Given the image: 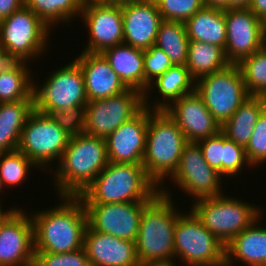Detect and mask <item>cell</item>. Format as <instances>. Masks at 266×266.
<instances>
[{"label": "cell", "instance_id": "cell-1", "mask_svg": "<svg viewBox=\"0 0 266 266\" xmlns=\"http://www.w3.org/2000/svg\"><path fill=\"white\" fill-rule=\"evenodd\" d=\"M62 201L33 215L35 253H69L83 248L87 212L79 196H59Z\"/></svg>", "mask_w": 266, "mask_h": 266}, {"label": "cell", "instance_id": "cell-2", "mask_svg": "<svg viewBox=\"0 0 266 266\" xmlns=\"http://www.w3.org/2000/svg\"><path fill=\"white\" fill-rule=\"evenodd\" d=\"M168 191L160 188L143 209L135 240L139 264L173 263L175 260L174 230L180 212Z\"/></svg>", "mask_w": 266, "mask_h": 266}, {"label": "cell", "instance_id": "cell-3", "mask_svg": "<svg viewBox=\"0 0 266 266\" xmlns=\"http://www.w3.org/2000/svg\"><path fill=\"white\" fill-rule=\"evenodd\" d=\"M58 161L53 175L57 194L79 196L109 163L106 141L86 133L71 136Z\"/></svg>", "mask_w": 266, "mask_h": 266}, {"label": "cell", "instance_id": "cell-4", "mask_svg": "<svg viewBox=\"0 0 266 266\" xmlns=\"http://www.w3.org/2000/svg\"><path fill=\"white\" fill-rule=\"evenodd\" d=\"M158 193L143 164L108 163L79 198L84 204L150 202Z\"/></svg>", "mask_w": 266, "mask_h": 266}, {"label": "cell", "instance_id": "cell-5", "mask_svg": "<svg viewBox=\"0 0 266 266\" xmlns=\"http://www.w3.org/2000/svg\"><path fill=\"white\" fill-rule=\"evenodd\" d=\"M187 143L183 132L164 110L149 109L142 164L147 176L159 188L163 187L162 182L165 178H170L177 170L183 148Z\"/></svg>", "mask_w": 266, "mask_h": 266}, {"label": "cell", "instance_id": "cell-6", "mask_svg": "<svg viewBox=\"0 0 266 266\" xmlns=\"http://www.w3.org/2000/svg\"><path fill=\"white\" fill-rule=\"evenodd\" d=\"M193 204L190 209L224 246L262 216L261 209L254 204L239 201L223 193L211 198L198 199Z\"/></svg>", "mask_w": 266, "mask_h": 266}, {"label": "cell", "instance_id": "cell-7", "mask_svg": "<svg viewBox=\"0 0 266 266\" xmlns=\"http://www.w3.org/2000/svg\"><path fill=\"white\" fill-rule=\"evenodd\" d=\"M174 256L187 266H218L225 262V246L190 209L178 216L174 230Z\"/></svg>", "mask_w": 266, "mask_h": 266}, {"label": "cell", "instance_id": "cell-8", "mask_svg": "<svg viewBox=\"0 0 266 266\" xmlns=\"http://www.w3.org/2000/svg\"><path fill=\"white\" fill-rule=\"evenodd\" d=\"M51 31L25 5L0 21V46L14 61L30 62L40 57L48 45Z\"/></svg>", "mask_w": 266, "mask_h": 266}, {"label": "cell", "instance_id": "cell-9", "mask_svg": "<svg viewBox=\"0 0 266 266\" xmlns=\"http://www.w3.org/2000/svg\"><path fill=\"white\" fill-rule=\"evenodd\" d=\"M195 91L220 126L250 96L237 64L200 77L195 81Z\"/></svg>", "mask_w": 266, "mask_h": 266}, {"label": "cell", "instance_id": "cell-10", "mask_svg": "<svg viewBox=\"0 0 266 266\" xmlns=\"http://www.w3.org/2000/svg\"><path fill=\"white\" fill-rule=\"evenodd\" d=\"M70 137L49 114L34 109L22 129L18 150L44 169L61 159Z\"/></svg>", "mask_w": 266, "mask_h": 266}, {"label": "cell", "instance_id": "cell-11", "mask_svg": "<svg viewBox=\"0 0 266 266\" xmlns=\"http://www.w3.org/2000/svg\"><path fill=\"white\" fill-rule=\"evenodd\" d=\"M35 84L34 105L39 112L49 114L56 110L86 106L88 103L83 73L75 61L52 71L42 87Z\"/></svg>", "mask_w": 266, "mask_h": 266}, {"label": "cell", "instance_id": "cell-12", "mask_svg": "<svg viewBox=\"0 0 266 266\" xmlns=\"http://www.w3.org/2000/svg\"><path fill=\"white\" fill-rule=\"evenodd\" d=\"M144 108V94L129 88L102 100L88 101L84 133L106 139L115 129Z\"/></svg>", "mask_w": 266, "mask_h": 266}, {"label": "cell", "instance_id": "cell-13", "mask_svg": "<svg viewBox=\"0 0 266 266\" xmlns=\"http://www.w3.org/2000/svg\"><path fill=\"white\" fill-rule=\"evenodd\" d=\"M222 177L204 159L200 146L188 142L182 151L177 170L170 177L174 184L196 200L211 198L223 193Z\"/></svg>", "mask_w": 266, "mask_h": 266}, {"label": "cell", "instance_id": "cell-14", "mask_svg": "<svg viewBox=\"0 0 266 266\" xmlns=\"http://www.w3.org/2000/svg\"><path fill=\"white\" fill-rule=\"evenodd\" d=\"M149 202L84 204L87 225L95 231L135 242L140 218Z\"/></svg>", "mask_w": 266, "mask_h": 266}, {"label": "cell", "instance_id": "cell-15", "mask_svg": "<svg viewBox=\"0 0 266 266\" xmlns=\"http://www.w3.org/2000/svg\"><path fill=\"white\" fill-rule=\"evenodd\" d=\"M225 55L230 64H239L263 47L264 22L249 8L224 10Z\"/></svg>", "mask_w": 266, "mask_h": 266}, {"label": "cell", "instance_id": "cell-16", "mask_svg": "<svg viewBox=\"0 0 266 266\" xmlns=\"http://www.w3.org/2000/svg\"><path fill=\"white\" fill-rule=\"evenodd\" d=\"M81 15L90 36L83 52L102 53L110 47L123 43L121 5L86 1L83 2Z\"/></svg>", "mask_w": 266, "mask_h": 266}, {"label": "cell", "instance_id": "cell-17", "mask_svg": "<svg viewBox=\"0 0 266 266\" xmlns=\"http://www.w3.org/2000/svg\"><path fill=\"white\" fill-rule=\"evenodd\" d=\"M35 262L33 222L21 208L0 223V266H26Z\"/></svg>", "mask_w": 266, "mask_h": 266}, {"label": "cell", "instance_id": "cell-18", "mask_svg": "<svg viewBox=\"0 0 266 266\" xmlns=\"http://www.w3.org/2000/svg\"><path fill=\"white\" fill-rule=\"evenodd\" d=\"M148 122L149 108L144 107L105 139L109 163L142 164Z\"/></svg>", "mask_w": 266, "mask_h": 266}, {"label": "cell", "instance_id": "cell-19", "mask_svg": "<svg viewBox=\"0 0 266 266\" xmlns=\"http://www.w3.org/2000/svg\"><path fill=\"white\" fill-rule=\"evenodd\" d=\"M164 111L176 122L187 142L197 143L221 130L195 90L171 103Z\"/></svg>", "mask_w": 266, "mask_h": 266}, {"label": "cell", "instance_id": "cell-20", "mask_svg": "<svg viewBox=\"0 0 266 266\" xmlns=\"http://www.w3.org/2000/svg\"><path fill=\"white\" fill-rule=\"evenodd\" d=\"M123 18V43L146 50L155 45L163 18L155 0H143L121 5Z\"/></svg>", "mask_w": 266, "mask_h": 266}, {"label": "cell", "instance_id": "cell-21", "mask_svg": "<svg viewBox=\"0 0 266 266\" xmlns=\"http://www.w3.org/2000/svg\"><path fill=\"white\" fill-rule=\"evenodd\" d=\"M83 248L90 266H140L135 242L92 230L84 232Z\"/></svg>", "mask_w": 266, "mask_h": 266}, {"label": "cell", "instance_id": "cell-22", "mask_svg": "<svg viewBox=\"0 0 266 266\" xmlns=\"http://www.w3.org/2000/svg\"><path fill=\"white\" fill-rule=\"evenodd\" d=\"M74 61L82 70L88 101L113 97L129 89L101 53L81 51Z\"/></svg>", "mask_w": 266, "mask_h": 266}, {"label": "cell", "instance_id": "cell-23", "mask_svg": "<svg viewBox=\"0 0 266 266\" xmlns=\"http://www.w3.org/2000/svg\"><path fill=\"white\" fill-rule=\"evenodd\" d=\"M257 223L260 221H255L225 246V262L228 265L240 260L247 266H266V227Z\"/></svg>", "mask_w": 266, "mask_h": 266}, {"label": "cell", "instance_id": "cell-24", "mask_svg": "<svg viewBox=\"0 0 266 266\" xmlns=\"http://www.w3.org/2000/svg\"><path fill=\"white\" fill-rule=\"evenodd\" d=\"M101 54L128 88L144 94V50L121 43Z\"/></svg>", "mask_w": 266, "mask_h": 266}, {"label": "cell", "instance_id": "cell-25", "mask_svg": "<svg viewBox=\"0 0 266 266\" xmlns=\"http://www.w3.org/2000/svg\"><path fill=\"white\" fill-rule=\"evenodd\" d=\"M156 85V86H155ZM155 86L162 95V101L150 107L153 102L149 100V90ZM195 90V80L189 74L186 65H176L169 68L164 74L151 82L144 93V107L152 110H165L171 103ZM148 97V98H147ZM150 102V103H149Z\"/></svg>", "mask_w": 266, "mask_h": 266}, {"label": "cell", "instance_id": "cell-26", "mask_svg": "<svg viewBox=\"0 0 266 266\" xmlns=\"http://www.w3.org/2000/svg\"><path fill=\"white\" fill-rule=\"evenodd\" d=\"M34 109V100L0 103V153L18 149L22 129Z\"/></svg>", "mask_w": 266, "mask_h": 266}, {"label": "cell", "instance_id": "cell-27", "mask_svg": "<svg viewBox=\"0 0 266 266\" xmlns=\"http://www.w3.org/2000/svg\"><path fill=\"white\" fill-rule=\"evenodd\" d=\"M189 41H199L225 48L224 10L204 6L185 22Z\"/></svg>", "mask_w": 266, "mask_h": 266}, {"label": "cell", "instance_id": "cell-28", "mask_svg": "<svg viewBox=\"0 0 266 266\" xmlns=\"http://www.w3.org/2000/svg\"><path fill=\"white\" fill-rule=\"evenodd\" d=\"M266 108V97L250 95L221 126L225 136L238 145L247 146L260 114Z\"/></svg>", "mask_w": 266, "mask_h": 266}, {"label": "cell", "instance_id": "cell-29", "mask_svg": "<svg viewBox=\"0 0 266 266\" xmlns=\"http://www.w3.org/2000/svg\"><path fill=\"white\" fill-rule=\"evenodd\" d=\"M229 64L222 47L199 41H189L186 67L195 81L200 77L224 69Z\"/></svg>", "mask_w": 266, "mask_h": 266}, {"label": "cell", "instance_id": "cell-30", "mask_svg": "<svg viewBox=\"0 0 266 266\" xmlns=\"http://www.w3.org/2000/svg\"><path fill=\"white\" fill-rule=\"evenodd\" d=\"M27 65V62L15 61L0 73V103L34 100V79Z\"/></svg>", "mask_w": 266, "mask_h": 266}, {"label": "cell", "instance_id": "cell-31", "mask_svg": "<svg viewBox=\"0 0 266 266\" xmlns=\"http://www.w3.org/2000/svg\"><path fill=\"white\" fill-rule=\"evenodd\" d=\"M188 44L184 22L163 21L160 24L155 46L165 52L174 66L186 65Z\"/></svg>", "mask_w": 266, "mask_h": 266}, {"label": "cell", "instance_id": "cell-32", "mask_svg": "<svg viewBox=\"0 0 266 266\" xmlns=\"http://www.w3.org/2000/svg\"><path fill=\"white\" fill-rule=\"evenodd\" d=\"M24 5L34 12L48 27L59 22L69 23L74 16H81L82 0H24ZM52 26V27H51Z\"/></svg>", "mask_w": 266, "mask_h": 266}, {"label": "cell", "instance_id": "cell-33", "mask_svg": "<svg viewBox=\"0 0 266 266\" xmlns=\"http://www.w3.org/2000/svg\"><path fill=\"white\" fill-rule=\"evenodd\" d=\"M237 65L249 95L266 97V48L263 46Z\"/></svg>", "mask_w": 266, "mask_h": 266}, {"label": "cell", "instance_id": "cell-34", "mask_svg": "<svg viewBox=\"0 0 266 266\" xmlns=\"http://www.w3.org/2000/svg\"><path fill=\"white\" fill-rule=\"evenodd\" d=\"M38 168L20 150L0 153V178L4 186H17L27 178L29 170Z\"/></svg>", "mask_w": 266, "mask_h": 266}, {"label": "cell", "instance_id": "cell-35", "mask_svg": "<svg viewBox=\"0 0 266 266\" xmlns=\"http://www.w3.org/2000/svg\"><path fill=\"white\" fill-rule=\"evenodd\" d=\"M163 21L186 22L204 5L203 0H155Z\"/></svg>", "mask_w": 266, "mask_h": 266}, {"label": "cell", "instance_id": "cell-36", "mask_svg": "<svg viewBox=\"0 0 266 266\" xmlns=\"http://www.w3.org/2000/svg\"><path fill=\"white\" fill-rule=\"evenodd\" d=\"M245 154L252 167L266 161V108L254 125L252 136L245 147Z\"/></svg>", "mask_w": 266, "mask_h": 266}, {"label": "cell", "instance_id": "cell-37", "mask_svg": "<svg viewBox=\"0 0 266 266\" xmlns=\"http://www.w3.org/2000/svg\"><path fill=\"white\" fill-rule=\"evenodd\" d=\"M172 66L169 57L159 47L152 45L144 50V93L151 82Z\"/></svg>", "mask_w": 266, "mask_h": 266}, {"label": "cell", "instance_id": "cell-38", "mask_svg": "<svg viewBox=\"0 0 266 266\" xmlns=\"http://www.w3.org/2000/svg\"><path fill=\"white\" fill-rule=\"evenodd\" d=\"M49 115L69 136L84 133L86 106H77L67 110H56L50 112Z\"/></svg>", "mask_w": 266, "mask_h": 266}, {"label": "cell", "instance_id": "cell-39", "mask_svg": "<svg viewBox=\"0 0 266 266\" xmlns=\"http://www.w3.org/2000/svg\"><path fill=\"white\" fill-rule=\"evenodd\" d=\"M38 266H90L84 248L69 253H35Z\"/></svg>", "mask_w": 266, "mask_h": 266}, {"label": "cell", "instance_id": "cell-40", "mask_svg": "<svg viewBox=\"0 0 266 266\" xmlns=\"http://www.w3.org/2000/svg\"><path fill=\"white\" fill-rule=\"evenodd\" d=\"M200 146L202 155L206 162L219 174L224 176V148L223 132L220 130L217 134L197 142Z\"/></svg>", "mask_w": 266, "mask_h": 266}, {"label": "cell", "instance_id": "cell-41", "mask_svg": "<svg viewBox=\"0 0 266 266\" xmlns=\"http://www.w3.org/2000/svg\"><path fill=\"white\" fill-rule=\"evenodd\" d=\"M224 148V176L235 177L241 173L244 165H250L245 154V148L233 140L228 139L223 133Z\"/></svg>", "mask_w": 266, "mask_h": 266}, {"label": "cell", "instance_id": "cell-42", "mask_svg": "<svg viewBox=\"0 0 266 266\" xmlns=\"http://www.w3.org/2000/svg\"><path fill=\"white\" fill-rule=\"evenodd\" d=\"M24 6V0H0V21Z\"/></svg>", "mask_w": 266, "mask_h": 266}, {"label": "cell", "instance_id": "cell-43", "mask_svg": "<svg viewBox=\"0 0 266 266\" xmlns=\"http://www.w3.org/2000/svg\"><path fill=\"white\" fill-rule=\"evenodd\" d=\"M249 9L264 23L266 22V0H252Z\"/></svg>", "mask_w": 266, "mask_h": 266}, {"label": "cell", "instance_id": "cell-44", "mask_svg": "<svg viewBox=\"0 0 266 266\" xmlns=\"http://www.w3.org/2000/svg\"><path fill=\"white\" fill-rule=\"evenodd\" d=\"M15 61L0 46V73L10 67Z\"/></svg>", "mask_w": 266, "mask_h": 266}, {"label": "cell", "instance_id": "cell-45", "mask_svg": "<svg viewBox=\"0 0 266 266\" xmlns=\"http://www.w3.org/2000/svg\"><path fill=\"white\" fill-rule=\"evenodd\" d=\"M206 7L227 10L229 9V0H203Z\"/></svg>", "mask_w": 266, "mask_h": 266}, {"label": "cell", "instance_id": "cell-46", "mask_svg": "<svg viewBox=\"0 0 266 266\" xmlns=\"http://www.w3.org/2000/svg\"><path fill=\"white\" fill-rule=\"evenodd\" d=\"M252 0H229V9L249 8Z\"/></svg>", "mask_w": 266, "mask_h": 266}, {"label": "cell", "instance_id": "cell-47", "mask_svg": "<svg viewBox=\"0 0 266 266\" xmlns=\"http://www.w3.org/2000/svg\"><path fill=\"white\" fill-rule=\"evenodd\" d=\"M108 4L123 5L127 3L140 2L143 0H99Z\"/></svg>", "mask_w": 266, "mask_h": 266}, {"label": "cell", "instance_id": "cell-48", "mask_svg": "<svg viewBox=\"0 0 266 266\" xmlns=\"http://www.w3.org/2000/svg\"><path fill=\"white\" fill-rule=\"evenodd\" d=\"M178 266V264L175 262L173 263H146V264H140V266ZM180 266V265H179Z\"/></svg>", "mask_w": 266, "mask_h": 266}, {"label": "cell", "instance_id": "cell-49", "mask_svg": "<svg viewBox=\"0 0 266 266\" xmlns=\"http://www.w3.org/2000/svg\"><path fill=\"white\" fill-rule=\"evenodd\" d=\"M18 208H11L9 209L8 211H3L2 208H1V205H0V223L2 222V220L11 212V211H14V210H17Z\"/></svg>", "mask_w": 266, "mask_h": 266}, {"label": "cell", "instance_id": "cell-50", "mask_svg": "<svg viewBox=\"0 0 266 266\" xmlns=\"http://www.w3.org/2000/svg\"><path fill=\"white\" fill-rule=\"evenodd\" d=\"M263 46L266 48V29H264V40H263Z\"/></svg>", "mask_w": 266, "mask_h": 266}, {"label": "cell", "instance_id": "cell-51", "mask_svg": "<svg viewBox=\"0 0 266 266\" xmlns=\"http://www.w3.org/2000/svg\"><path fill=\"white\" fill-rule=\"evenodd\" d=\"M3 187L5 188L4 184H3V181L2 179L0 178V192L1 190L3 189ZM1 201V200H0Z\"/></svg>", "mask_w": 266, "mask_h": 266}, {"label": "cell", "instance_id": "cell-52", "mask_svg": "<svg viewBox=\"0 0 266 266\" xmlns=\"http://www.w3.org/2000/svg\"><path fill=\"white\" fill-rule=\"evenodd\" d=\"M26 266H38L35 262L31 263V264H28Z\"/></svg>", "mask_w": 266, "mask_h": 266}, {"label": "cell", "instance_id": "cell-53", "mask_svg": "<svg viewBox=\"0 0 266 266\" xmlns=\"http://www.w3.org/2000/svg\"><path fill=\"white\" fill-rule=\"evenodd\" d=\"M218 266H230V265H228L226 262H224L223 264L218 265Z\"/></svg>", "mask_w": 266, "mask_h": 266}, {"label": "cell", "instance_id": "cell-54", "mask_svg": "<svg viewBox=\"0 0 266 266\" xmlns=\"http://www.w3.org/2000/svg\"><path fill=\"white\" fill-rule=\"evenodd\" d=\"M83 2H86V1H99V0H82Z\"/></svg>", "mask_w": 266, "mask_h": 266}]
</instances>
